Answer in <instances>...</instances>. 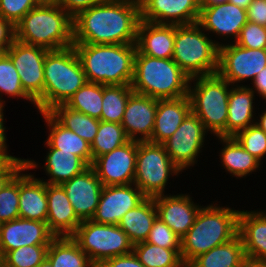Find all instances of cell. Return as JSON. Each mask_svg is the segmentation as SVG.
I'll return each instance as SVG.
<instances>
[{
  "mask_svg": "<svg viewBox=\"0 0 266 267\" xmlns=\"http://www.w3.org/2000/svg\"><path fill=\"white\" fill-rule=\"evenodd\" d=\"M254 94L252 87L248 88L243 85H236V88L233 86L230 89L226 137H234L239 131L255 124L252 119Z\"/></svg>",
  "mask_w": 266,
  "mask_h": 267,
  "instance_id": "cell-27",
  "label": "cell"
},
{
  "mask_svg": "<svg viewBox=\"0 0 266 267\" xmlns=\"http://www.w3.org/2000/svg\"><path fill=\"white\" fill-rule=\"evenodd\" d=\"M101 0H58V3L73 18L79 12L90 8Z\"/></svg>",
  "mask_w": 266,
  "mask_h": 267,
  "instance_id": "cell-49",
  "label": "cell"
},
{
  "mask_svg": "<svg viewBox=\"0 0 266 267\" xmlns=\"http://www.w3.org/2000/svg\"><path fill=\"white\" fill-rule=\"evenodd\" d=\"M0 267H4L3 254L0 252Z\"/></svg>",
  "mask_w": 266,
  "mask_h": 267,
  "instance_id": "cell-58",
  "label": "cell"
},
{
  "mask_svg": "<svg viewBox=\"0 0 266 267\" xmlns=\"http://www.w3.org/2000/svg\"><path fill=\"white\" fill-rule=\"evenodd\" d=\"M253 86L259 96L261 95L262 98L266 99V67L262 69L259 74L253 80Z\"/></svg>",
  "mask_w": 266,
  "mask_h": 267,
  "instance_id": "cell-51",
  "label": "cell"
},
{
  "mask_svg": "<svg viewBox=\"0 0 266 267\" xmlns=\"http://www.w3.org/2000/svg\"><path fill=\"white\" fill-rule=\"evenodd\" d=\"M25 160L16 157L7 158L0 165V191L3 187L25 167Z\"/></svg>",
  "mask_w": 266,
  "mask_h": 267,
  "instance_id": "cell-46",
  "label": "cell"
},
{
  "mask_svg": "<svg viewBox=\"0 0 266 267\" xmlns=\"http://www.w3.org/2000/svg\"><path fill=\"white\" fill-rule=\"evenodd\" d=\"M54 237L46 222L16 218L2 223L0 252L4 255L22 246L49 245Z\"/></svg>",
  "mask_w": 266,
  "mask_h": 267,
  "instance_id": "cell-19",
  "label": "cell"
},
{
  "mask_svg": "<svg viewBox=\"0 0 266 267\" xmlns=\"http://www.w3.org/2000/svg\"><path fill=\"white\" fill-rule=\"evenodd\" d=\"M225 143L221 150L224 168L236 177H245L260 166V161L246 151L234 137H218Z\"/></svg>",
  "mask_w": 266,
  "mask_h": 267,
  "instance_id": "cell-33",
  "label": "cell"
},
{
  "mask_svg": "<svg viewBox=\"0 0 266 267\" xmlns=\"http://www.w3.org/2000/svg\"><path fill=\"white\" fill-rule=\"evenodd\" d=\"M49 126L50 134L46 140L49 148H56L70 152L80 157L88 166L92 165L91 144L82 139L75 132L61 125L49 112H42Z\"/></svg>",
  "mask_w": 266,
  "mask_h": 267,
  "instance_id": "cell-28",
  "label": "cell"
},
{
  "mask_svg": "<svg viewBox=\"0 0 266 267\" xmlns=\"http://www.w3.org/2000/svg\"><path fill=\"white\" fill-rule=\"evenodd\" d=\"M47 226L55 237L72 236L82 221L77 217L61 185L46 184Z\"/></svg>",
  "mask_w": 266,
  "mask_h": 267,
  "instance_id": "cell-23",
  "label": "cell"
},
{
  "mask_svg": "<svg viewBox=\"0 0 266 267\" xmlns=\"http://www.w3.org/2000/svg\"><path fill=\"white\" fill-rule=\"evenodd\" d=\"M134 187L132 184L103 186L98 207L91 220L102 224L118 225L129 210L138 206L146 198L136 185Z\"/></svg>",
  "mask_w": 266,
  "mask_h": 267,
  "instance_id": "cell-15",
  "label": "cell"
},
{
  "mask_svg": "<svg viewBox=\"0 0 266 267\" xmlns=\"http://www.w3.org/2000/svg\"><path fill=\"white\" fill-rule=\"evenodd\" d=\"M49 245L22 246L3 255L4 267H36L46 257Z\"/></svg>",
  "mask_w": 266,
  "mask_h": 267,
  "instance_id": "cell-40",
  "label": "cell"
},
{
  "mask_svg": "<svg viewBox=\"0 0 266 267\" xmlns=\"http://www.w3.org/2000/svg\"><path fill=\"white\" fill-rule=\"evenodd\" d=\"M238 210L209 205L201 207L194 224L181 238V260L188 266L196 257L231 241L238 235Z\"/></svg>",
  "mask_w": 266,
  "mask_h": 267,
  "instance_id": "cell-4",
  "label": "cell"
},
{
  "mask_svg": "<svg viewBox=\"0 0 266 267\" xmlns=\"http://www.w3.org/2000/svg\"><path fill=\"white\" fill-rule=\"evenodd\" d=\"M1 93L12 97H23L36 105V102L24 91L20 76L12 60L5 52H0V94ZM3 103L4 101L1 100L0 96V106L4 107Z\"/></svg>",
  "mask_w": 266,
  "mask_h": 267,
  "instance_id": "cell-39",
  "label": "cell"
},
{
  "mask_svg": "<svg viewBox=\"0 0 266 267\" xmlns=\"http://www.w3.org/2000/svg\"><path fill=\"white\" fill-rule=\"evenodd\" d=\"M19 218V172L0 191V220Z\"/></svg>",
  "mask_w": 266,
  "mask_h": 267,
  "instance_id": "cell-41",
  "label": "cell"
},
{
  "mask_svg": "<svg viewBox=\"0 0 266 267\" xmlns=\"http://www.w3.org/2000/svg\"><path fill=\"white\" fill-rule=\"evenodd\" d=\"M137 141L129 140L109 153L96 157L91 167L103 186L134 183Z\"/></svg>",
  "mask_w": 266,
  "mask_h": 267,
  "instance_id": "cell-14",
  "label": "cell"
},
{
  "mask_svg": "<svg viewBox=\"0 0 266 267\" xmlns=\"http://www.w3.org/2000/svg\"><path fill=\"white\" fill-rule=\"evenodd\" d=\"M238 235L242 239L247 257L266 260V213L240 211Z\"/></svg>",
  "mask_w": 266,
  "mask_h": 267,
  "instance_id": "cell-26",
  "label": "cell"
},
{
  "mask_svg": "<svg viewBox=\"0 0 266 267\" xmlns=\"http://www.w3.org/2000/svg\"><path fill=\"white\" fill-rule=\"evenodd\" d=\"M46 258L52 267H96L71 236L54 237Z\"/></svg>",
  "mask_w": 266,
  "mask_h": 267,
  "instance_id": "cell-32",
  "label": "cell"
},
{
  "mask_svg": "<svg viewBox=\"0 0 266 267\" xmlns=\"http://www.w3.org/2000/svg\"><path fill=\"white\" fill-rule=\"evenodd\" d=\"M32 160H25V167L19 171V218L47 221L48 204L46 183L34 178L31 174H21L26 169L36 168L38 165Z\"/></svg>",
  "mask_w": 266,
  "mask_h": 267,
  "instance_id": "cell-21",
  "label": "cell"
},
{
  "mask_svg": "<svg viewBox=\"0 0 266 267\" xmlns=\"http://www.w3.org/2000/svg\"><path fill=\"white\" fill-rule=\"evenodd\" d=\"M40 1L44 3H56L58 0H40Z\"/></svg>",
  "mask_w": 266,
  "mask_h": 267,
  "instance_id": "cell-59",
  "label": "cell"
},
{
  "mask_svg": "<svg viewBox=\"0 0 266 267\" xmlns=\"http://www.w3.org/2000/svg\"><path fill=\"white\" fill-rule=\"evenodd\" d=\"M49 113L65 128L92 144L98 132L100 120L73 110L65 104L55 106Z\"/></svg>",
  "mask_w": 266,
  "mask_h": 267,
  "instance_id": "cell-34",
  "label": "cell"
},
{
  "mask_svg": "<svg viewBox=\"0 0 266 267\" xmlns=\"http://www.w3.org/2000/svg\"><path fill=\"white\" fill-rule=\"evenodd\" d=\"M87 82L73 46L50 50L44 61V91L35 101L40 113L65 104Z\"/></svg>",
  "mask_w": 266,
  "mask_h": 267,
  "instance_id": "cell-5",
  "label": "cell"
},
{
  "mask_svg": "<svg viewBox=\"0 0 266 267\" xmlns=\"http://www.w3.org/2000/svg\"><path fill=\"white\" fill-rule=\"evenodd\" d=\"M3 107L0 106V153L7 159L13 156L8 155L7 153V145H6V135H5V127L3 123Z\"/></svg>",
  "mask_w": 266,
  "mask_h": 267,
  "instance_id": "cell-52",
  "label": "cell"
},
{
  "mask_svg": "<svg viewBox=\"0 0 266 267\" xmlns=\"http://www.w3.org/2000/svg\"><path fill=\"white\" fill-rule=\"evenodd\" d=\"M246 13L248 21L266 27V0H253Z\"/></svg>",
  "mask_w": 266,
  "mask_h": 267,
  "instance_id": "cell-47",
  "label": "cell"
},
{
  "mask_svg": "<svg viewBox=\"0 0 266 267\" xmlns=\"http://www.w3.org/2000/svg\"><path fill=\"white\" fill-rule=\"evenodd\" d=\"M266 67V49H247L237 44L220 45L217 74L230 84L252 79Z\"/></svg>",
  "mask_w": 266,
  "mask_h": 267,
  "instance_id": "cell-11",
  "label": "cell"
},
{
  "mask_svg": "<svg viewBox=\"0 0 266 267\" xmlns=\"http://www.w3.org/2000/svg\"><path fill=\"white\" fill-rule=\"evenodd\" d=\"M156 217L154 198L146 197L122 217L118 226L128 235L130 241L136 244L147 239Z\"/></svg>",
  "mask_w": 266,
  "mask_h": 267,
  "instance_id": "cell-29",
  "label": "cell"
},
{
  "mask_svg": "<svg viewBox=\"0 0 266 267\" xmlns=\"http://www.w3.org/2000/svg\"><path fill=\"white\" fill-rule=\"evenodd\" d=\"M194 87L189 83L188 96L191 111L203 122L207 131L216 137H226L228 99L231 85L218 74L196 76ZM193 87V88H191Z\"/></svg>",
  "mask_w": 266,
  "mask_h": 267,
  "instance_id": "cell-8",
  "label": "cell"
},
{
  "mask_svg": "<svg viewBox=\"0 0 266 267\" xmlns=\"http://www.w3.org/2000/svg\"><path fill=\"white\" fill-rule=\"evenodd\" d=\"M133 252L145 267H185L181 250H172L147 243L133 245Z\"/></svg>",
  "mask_w": 266,
  "mask_h": 267,
  "instance_id": "cell-35",
  "label": "cell"
},
{
  "mask_svg": "<svg viewBox=\"0 0 266 267\" xmlns=\"http://www.w3.org/2000/svg\"><path fill=\"white\" fill-rule=\"evenodd\" d=\"M240 267H266V260L245 257Z\"/></svg>",
  "mask_w": 266,
  "mask_h": 267,
  "instance_id": "cell-53",
  "label": "cell"
},
{
  "mask_svg": "<svg viewBox=\"0 0 266 267\" xmlns=\"http://www.w3.org/2000/svg\"><path fill=\"white\" fill-rule=\"evenodd\" d=\"M141 20L157 24L189 25L198 22L199 0H139Z\"/></svg>",
  "mask_w": 266,
  "mask_h": 267,
  "instance_id": "cell-16",
  "label": "cell"
},
{
  "mask_svg": "<svg viewBox=\"0 0 266 267\" xmlns=\"http://www.w3.org/2000/svg\"><path fill=\"white\" fill-rule=\"evenodd\" d=\"M234 138L259 161L266 154V133L256 124L239 131Z\"/></svg>",
  "mask_w": 266,
  "mask_h": 267,
  "instance_id": "cell-42",
  "label": "cell"
},
{
  "mask_svg": "<svg viewBox=\"0 0 266 267\" xmlns=\"http://www.w3.org/2000/svg\"><path fill=\"white\" fill-rule=\"evenodd\" d=\"M252 1L253 0H229L228 2L246 10Z\"/></svg>",
  "mask_w": 266,
  "mask_h": 267,
  "instance_id": "cell-54",
  "label": "cell"
},
{
  "mask_svg": "<svg viewBox=\"0 0 266 267\" xmlns=\"http://www.w3.org/2000/svg\"><path fill=\"white\" fill-rule=\"evenodd\" d=\"M154 198L157 217L182 238L194 224L201 207L189 195H159Z\"/></svg>",
  "mask_w": 266,
  "mask_h": 267,
  "instance_id": "cell-20",
  "label": "cell"
},
{
  "mask_svg": "<svg viewBox=\"0 0 266 267\" xmlns=\"http://www.w3.org/2000/svg\"><path fill=\"white\" fill-rule=\"evenodd\" d=\"M2 223H3V222L0 220V233H1V226H2Z\"/></svg>",
  "mask_w": 266,
  "mask_h": 267,
  "instance_id": "cell-61",
  "label": "cell"
},
{
  "mask_svg": "<svg viewBox=\"0 0 266 267\" xmlns=\"http://www.w3.org/2000/svg\"><path fill=\"white\" fill-rule=\"evenodd\" d=\"M97 267H145L134 254L131 252L126 255L115 256L104 260Z\"/></svg>",
  "mask_w": 266,
  "mask_h": 267,
  "instance_id": "cell-48",
  "label": "cell"
},
{
  "mask_svg": "<svg viewBox=\"0 0 266 267\" xmlns=\"http://www.w3.org/2000/svg\"><path fill=\"white\" fill-rule=\"evenodd\" d=\"M97 267L104 260L133 252V243L118 226L85 220L71 236Z\"/></svg>",
  "mask_w": 266,
  "mask_h": 267,
  "instance_id": "cell-9",
  "label": "cell"
},
{
  "mask_svg": "<svg viewBox=\"0 0 266 267\" xmlns=\"http://www.w3.org/2000/svg\"><path fill=\"white\" fill-rule=\"evenodd\" d=\"M180 172L162 144L137 141L133 186L136 185L146 197L164 195L170 174L177 175Z\"/></svg>",
  "mask_w": 266,
  "mask_h": 267,
  "instance_id": "cell-10",
  "label": "cell"
},
{
  "mask_svg": "<svg viewBox=\"0 0 266 267\" xmlns=\"http://www.w3.org/2000/svg\"><path fill=\"white\" fill-rule=\"evenodd\" d=\"M87 82L131 85L136 44L74 43Z\"/></svg>",
  "mask_w": 266,
  "mask_h": 267,
  "instance_id": "cell-2",
  "label": "cell"
},
{
  "mask_svg": "<svg viewBox=\"0 0 266 267\" xmlns=\"http://www.w3.org/2000/svg\"><path fill=\"white\" fill-rule=\"evenodd\" d=\"M81 221L91 220L98 207L103 184L89 166L79 175L61 184Z\"/></svg>",
  "mask_w": 266,
  "mask_h": 267,
  "instance_id": "cell-17",
  "label": "cell"
},
{
  "mask_svg": "<svg viewBox=\"0 0 266 267\" xmlns=\"http://www.w3.org/2000/svg\"><path fill=\"white\" fill-rule=\"evenodd\" d=\"M131 85H103L102 111L100 121L122 123Z\"/></svg>",
  "mask_w": 266,
  "mask_h": 267,
  "instance_id": "cell-36",
  "label": "cell"
},
{
  "mask_svg": "<svg viewBox=\"0 0 266 267\" xmlns=\"http://www.w3.org/2000/svg\"><path fill=\"white\" fill-rule=\"evenodd\" d=\"M40 3V0H0V16L15 27L30 10Z\"/></svg>",
  "mask_w": 266,
  "mask_h": 267,
  "instance_id": "cell-44",
  "label": "cell"
},
{
  "mask_svg": "<svg viewBox=\"0 0 266 267\" xmlns=\"http://www.w3.org/2000/svg\"><path fill=\"white\" fill-rule=\"evenodd\" d=\"M15 39L48 50L73 46V18L58 3L41 2L15 26Z\"/></svg>",
  "mask_w": 266,
  "mask_h": 267,
  "instance_id": "cell-3",
  "label": "cell"
},
{
  "mask_svg": "<svg viewBox=\"0 0 266 267\" xmlns=\"http://www.w3.org/2000/svg\"><path fill=\"white\" fill-rule=\"evenodd\" d=\"M246 257L239 235L196 257L187 267H240Z\"/></svg>",
  "mask_w": 266,
  "mask_h": 267,
  "instance_id": "cell-31",
  "label": "cell"
},
{
  "mask_svg": "<svg viewBox=\"0 0 266 267\" xmlns=\"http://www.w3.org/2000/svg\"><path fill=\"white\" fill-rule=\"evenodd\" d=\"M190 77L172 59L155 58L136 51L134 92L156 99H176L188 96Z\"/></svg>",
  "mask_w": 266,
  "mask_h": 267,
  "instance_id": "cell-6",
  "label": "cell"
},
{
  "mask_svg": "<svg viewBox=\"0 0 266 267\" xmlns=\"http://www.w3.org/2000/svg\"><path fill=\"white\" fill-rule=\"evenodd\" d=\"M6 160V158L0 153V165Z\"/></svg>",
  "mask_w": 266,
  "mask_h": 267,
  "instance_id": "cell-60",
  "label": "cell"
},
{
  "mask_svg": "<svg viewBox=\"0 0 266 267\" xmlns=\"http://www.w3.org/2000/svg\"><path fill=\"white\" fill-rule=\"evenodd\" d=\"M129 141L120 123L100 121L98 132L91 144L92 162L96 157L111 152Z\"/></svg>",
  "mask_w": 266,
  "mask_h": 267,
  "instance_id": "cell-38",
  "label": "cell"
},
{
  "mask_svg": "<svg viewBox=\"0 0 266 267\" xmlns=\"http://www.w3.org/2000/svg\"><path fill=\"white\" fill-rule=\"evenodd\" d=\"M50 50L14 40L5 53L12 60L24 91L36 101L44 91V61Z\"/></svg>",
  "mask_w": 266,
  "mask_h": 267,
  "instance_id": "cell-12",
  "label": "cell"
},
{
  "mask_svg": "<svg viewBox=\"0 0 266 267\" xmlns=\"http://www.w3.org/2000/svg\"><path fill=\"white\" fill-rule=\"evenodd\" d=\"M258 121L255 124L266 133V111L260 115V120Z\"/></svg>",
  "mask_w": 266,
  "mask_h": 267,
  "instance_id": "cell-56",
  "label": "cell"
},
{
  "mask_svg": "<svg viewBox=\"0 0 266 267\" xmlns=\"http://www.w3.org/2000/svg\"><path fill=\"white\" fill-rule=\"evenodd\" d=\"M191 112L189 96L176 99H158L155 124L150 142L162 144L179 128Z\"/></svg>",
  "mask_w": 266,
  "mask_h": 267,
  "instance_id": "cell-25",
  "label": "cell"
},
{
  "mask_svg": "<svg viewBox=\"0 0 266 267\" xmlns=\"http://www.w3.org/2000/svg\"><path fill=\"white\" fill-rule=\"evenodd\" d=\"M175 25L140 20L136 47L141 54L170 59L174 52Z\"/></svg>",
  "mask_w": 266,
  "mask_h": 267,
  "instance_id": "cell-24",
  "label": "cell"
},
{
  "mask_svg": "<svg viewBox=\"0 0 266 267\" xmlns=\"http://www.w3.org/2000/svg\"><path fill=\"white\" fill-rule=\"evenodd\" d=\"M158 99L133 92L127 101L121 125L129 140L149 141L155 124ZM139 134V138L136 137Z\"/></svg>",
  "mask_w": 266,
  "mask_h": 267,
  "instance_id": "cell-18",
  "label": "cell"
},
{
  "mask_svg": "<svg viewBox=\"0 0 266 267\" xmlns=\"http://www.w3.org/2000/svg\"><path fill=\"white\" fill-rule=\"evenodd\" d=\"M139 0H101L73 17V42L136 44Z\"/></svg>",
  "mask_w": 266,
  "mask_h": 267,
  "instance_id": "cell-1",
  "label": "cell"
},
{
  "mask_svg": "<svg viewBox=\"0 0 266 267\" xmlns=\"http://www.w3.org/2000/svg\"><path fill=\"white\" fill-rule=\"evenodd\" d=\"M103 84L86 82L65 105L73 110L100 120L102 111Z\"/></svg>",
  "mask_w": 266,
  "mask_h": 267,
  "instance_id": "cell-37",
  "label": "cell"
},
{
  "mask_svg": "<svg viewBox=\"0 0 266 267\" xmlns=\"http://www.w3.org/2000/svg\"><path fill=\"white\" fill-rule=\"evenodd\" d=\"M202 31L198 23L175 25L172 59L190 78L217 74L221 44Z\"/></svg>",
  "mask_w": 266,
  "mask_h": 267,
  "instance_id": "cell-7",
  "label": "cell"
},
{
  "mask_svg": "<svg viewBox=\"0 0 266 267\" xmlns=\"http://www.w3.org/2000/svg\"><path fill=\"white\" fill-rule=\"evenodd\" d=\"M45 170L50 179L46 184L61 185L62 183L79 175L89 166L78 156L56 148H48Z\"/></svg>",
  "mask_w": 266,
  "mask_h": 267,
  "instance_id": "cell-30",
  "label": "cell"
},
{
  "mask_svg": "<svg viewBox=\"0 0 266 267\" xmlns=\"http://www.w3.org/2000/svg\"><path fill=\"white\" fill-rule=\"evenodd\" d=\"M36 267H52L51 262L45 258L38 266Z\"/></svg>",
  "mask_w": 266,
  "mask_h": 267,
  "instance_id": "cell-57",
  "label": "cell"
},
{
  "mask_svg": "<svg viewBox=\"0 0 266 267\" xmlns=\"http://www.w3.org/2000/svg\"><path fill=\"white\" fill-rule=\"evenodd\" d=\"M200 8L197 23L201 28L219 36H232L234 41L248 21L246 10L229 2Z\"/></svg>",
  "mask_w": 266,
  "mask_h": 267,
  "instance_id": "cell-22",
  "label": "cell"
},
{
  "mask_svg": "<svg viewBox=\"0 0 266 267\" xmlns=\"http://www.w3.org/2000/svg\"><path fill=\"white\" fill-rule=\"evenodd\" d=\"M147 243L157 245L166 249L181 250V238L178 237L168 225L156 217L149 232Z\"/></svg>",
  "mask_w": 266,
  "mask_h": 267,
  "instance_id": "cell-43",
  "label": "cell"
},
{
  "mask_svg": "<svg viewBox=\"0 0 266 267\" xmlns=\"http://www.w3.org/2000/svg\"><path fill=\"white\" fill-rule=\"evenodd\" d=\"M235 44L247 49H266V27L247 21Z\"/></svg>",
  "mask_w": 266,
  "mask_h": 267,
  "instance_id": "cell-45",
  "label": "cell"
},
{
  "mask_svg": "<svg viewBox=\"0 0 266 267\" xmlns=\"http://www.w3.org/2000/svg\"><path fill=\"white\" fill-rule=\"evenodd\" d=\"M229 0H199L200 6H212V5H218L221 3H226Z\"/></svg>",
  "mask_w": 266,
  "mask_h": 267,
  "instance_id": "cell-55",
  "label": "cell"
},
{
  "mask_svg": "<svg viewBox=\"0 0 266 267\" xmlns=\"http://www.w3.org/2000/svg\"><path fill=\"white\" fill-rule=\"evenodd\" d=\"M15 40V27L0 16V52H5Z\"/></svg>",
  "mask_w": 266,
  "mask_h": 267,
  "instance_id": "cell-50",
  "label": "cell"
},
{
  "mask_svg": "<svg viewBox=\"0 0 266 267\" xmlns=\"http://www.w3.org/2000/svg\"><path fill=\"white\" fill-rule=\"evenodd\" d=\"M206 132L203 122L191 111L175 133L162 143L172 162L181 171L195 164Z\"/></svg>",
  "mask_w": 266,
  "mask_h": 267,
  "instance_id": "cell-13",
  "label": "cell"
}]
</instances>
